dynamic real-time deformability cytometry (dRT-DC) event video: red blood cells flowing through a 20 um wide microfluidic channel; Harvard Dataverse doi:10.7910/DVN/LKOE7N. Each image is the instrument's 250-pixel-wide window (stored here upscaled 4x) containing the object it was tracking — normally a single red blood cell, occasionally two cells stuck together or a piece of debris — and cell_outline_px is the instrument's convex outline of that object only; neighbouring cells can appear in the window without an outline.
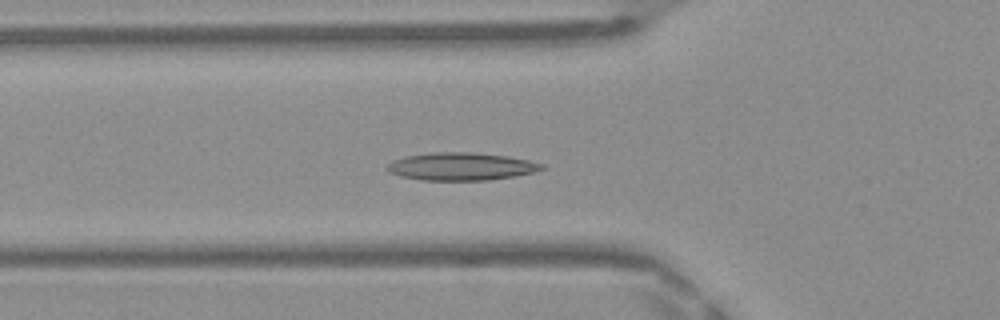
{"species": "Egyptian fruit bat (a non-hibernating species)", "species_latin": "Rousettus aegyptiacus", "temperature_condition": "warm", "stored_images_in_passage": 40, "camera_frame_rate_fps": 3000, "um_per_image_px": 0.085, "frame": {"image": 1, "passage_image": 7, "time_ms": 2.0, "image_size_px": [1000, 320], "cell_outline_px": [[548, 168], [536, 172], [488, 180], [420, 180], [400, 176], [388, 172], [384, 168], [388, 164], [396, 160], [408, 156], [432, 152], [472, 152], [508, 156], [528, 160], [544, 164]], "centroid_in_image_um": [39.23, 14.15], "position_along_channel_um": 86.6, "area_um2": 25.03}}
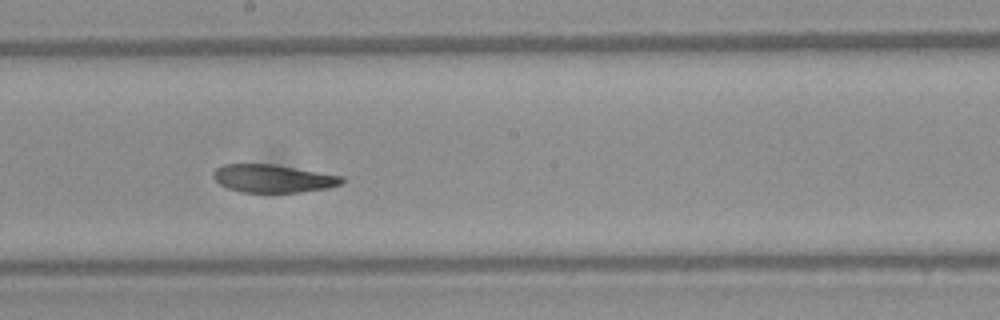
{"frame": {"image": 2, "passage_image": 17, "time_ms": 5.333, "image_size_px": [1000, 320], "cell_outline_px": [[344, 180], [340, 184], [328, 188], [300, 192], [240, 192], [228, 188], [220, 184], [212, 176], [216, 168], [224, 164], [272, 164], [344, 176]], "centroid_in_image_um": [23.21, 15.17], "position_along_channel_um": 225.0, "area_um2": 20.81}}
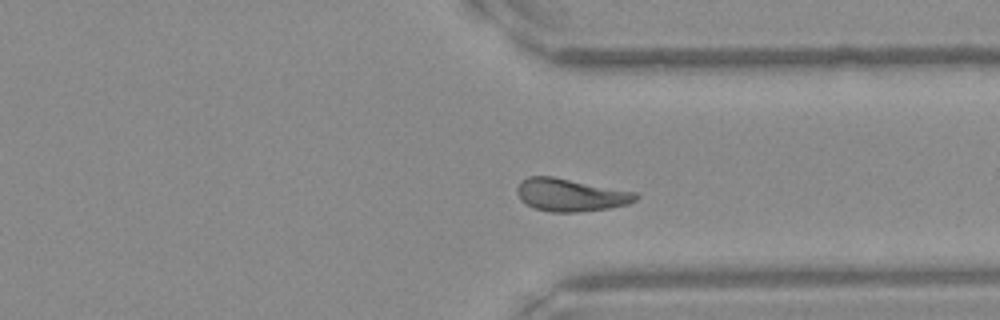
{"frame": {"image": 3, "passage_image": 27, "time_ms": 8.667, "image_size_px": [1000, 320], "cell_outline_px": [[640, 196], [636, 200], [628, 204], [608, 208], [576, 212], [552, 212], [532, 208], [520, 200], [516, 192], [516, 188], [520, 180], [528, 176], [552, 176], [636, 192]], "centroid_in_image_um": [48.45, 16.56], "position_along_channel_um": 362.9, "area_um2": 22.77}, "authors_computed_cell_mechanics": {"area_um2": 22.5709, "velocity_mm_per_s": 4.1369, "shape_relaxation_time_tau1_ms": 9.6294, "shape_relaxation_time_tau2_ms": 3.0008, "deformation_change_tau1": 0.2274, "deformation_change_tau2": 0.0836}}